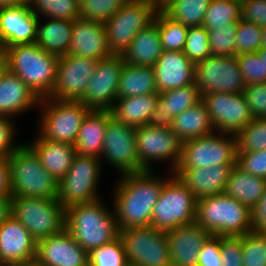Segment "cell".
Segmentation results:
<instances>
[{"mask_svg": "<svg viewBox=\"0 0 266 266\" xmlns=\"http://www.w3.org/2000/svg\"><path fill=\"white\" fill-rule=\"evenodd\" d=\"M236 164H218L207 168L175 169L179 178L198 200L206 196L224 193L229 174Z\"/></svg>", "mask_w": 266, "mask_h": 266, "instance_id": "obj_23", "label": "cell"}, {"mask_svg": "<svg viewBox=\"0 0 266 266\" xmlns=\"http://www.w3.org/2000/svg\"><path fill=\"white\" fill-rule=\"evenodd\" d=\"M255 119H266V83L245 85L242 91Z\"/></svg>", "mask_w": 266, "mask_h": 266, "instance_id": "obj_49", "label": "cell"}, {"mask_svg": "<svg viewBox=\"0 0 266 266\" xmlns=\"http://www.w3.org/2000/svg\"><path fill=\"white\" fill-rule=\"evenodd\" d=\"M0 197H11L8 158H0Z\"/></svg>", "mask_w": 266, "mask_h": 266, "instance_id": "obj_55", "label": "cell"}, {"mask_svg": "<svg viewBox=\"0 0 266 266\" xmlns=\"http://www.w3.org/2000/svg\"><path fill=\"white\" fill-rule=\"evenodd\" d=\"M167 179L153 170L122 175L115 186L114 212L119 230L151 226L152 212Z\"/></svg>", "mask_w": 266, "mask_h": 266, "instance_id": "obj_1", "label": "cell"}, {"mask_svg": "<svg viewBox=\"0 0 266 266\" xmlns=\"http://www.w3.org/2000/svg\"><path fill=\"white\" fill-rule=\"evenodd\" d=\"M241 19L266 26V0H248L241 5Z\"/></svg>", "mask_w": 266, "mask_h": 266, "instance_id": "obj_53", "label": "cell"}, {"mask_svg": "<svg viewBox=\"0 0 266 266\" xmlns=\"http://www.w3.org/2000/svg\"><path fill=\"white\" fill-rule=\"evenodd\" d=\"M29 8L39 17L76 20L80 18V0H29Z\"/></svg>", "mask_w": 266, "mask_h": 266, "instance_id": "obj_37", "label": "cell"}, {"mask_svg": "<svg viewBox=\"0 0 266 266\" xmlns=\"http://www.w3.org/2000/svg\"><path fill=\"white\" fill-rule=\"evenodd\" d=\"M237 152L266 149V119L253 118L236 134Z\"/></svg>", "mask_w": 266, "mask_h": 266, "instance_id": "obj_40", "label": "cell"}, {"mask_svg": "<svg viewBox=\"0 0 266 266\" xmlns=\"http://www.w3.org/2000/svg\"><path fill=\"white\" fill-rule=\"evenodd\" d=\"M153 69L159 93L194 84L195 64L183 51H163Z\"/></svg>", "mask_w": 266, "mask_h": 266, "instance_id": "obj_21", "label": "cell"}, {"mask_svg": "<svg viewBox=\"0 0 266 266\" xmlns=\"http://www.w3.org/2000/svg\"><path fill=\"white\" fill-rule=\"evenodd\" d=\"M221 236L210 235L198 255V266H222Z\"/></svg>", "mask_w": 266, "mask_h": 266, "instance_id": "obj_52", "label": "cell"}, {"mask_svg": "<svg viewBox=\"0 0 266 266\" xmlns=\"http://www.w3.org/2000/svg\"><path fill=\"white\" fill-rule=\"evenodd\" d=\"M39 108L41 117L38 133L46 140L71 145H75L80 126L91 110L81 101L48 97L40 100Z\"/></svg>", "mask_w": 266, "mask_h": 266, "instance_id": "obj_7", "label": "cell"}, {"mask_svg": "<svg viewBox=\"0 0 266 266\" xmlns=\"http://www.w3.org/2000/svg\"><path fill=\"white\" fill-rule=\"evenodd\" d=\"M170 174L152 212L151 226L163 232L196 222L197 199L173 172Z\"/></svg>", "mask_w": 266, "mask_h": 266, "instance_id": "obj_6", "label": "cell"}, {"mask_svg": "<svg viewBox=\"0 0 266 266\" xmlns=\"http://www.w3.org/2000/svg\"><path fill=\"white\" fill-rule=\"evenodd\" d=\"M129 0H80V18L105 23Z\"/></svg>", "mask_w": 266, "mask_h": 266, "instance_id": "obj_42", "label": "cell"}, {"mask_svg": "<svg viewBox=\"0 0 266 266\" xmlns=\"http://www.w3.org/2000/svg\"><path fill=\"white\" fill-rule=\"evenodd\" d=\"M158 98L159 93H152L116 99L110 112L118 122L134 128L141 127L147 125Z\"/></svg>", "mask_w": 266, "mask_h": 266, "instance_id": "obj_32", "label": "cell"}, {"mask_svg": "<svg viewBox=\"0 0 266 266\" xmlns=\"http://www.w3.org/2000/svg\"><path fill=\"white\" fill-rule=\"evenodd\" d=\"M68 55L100 60L111 56L104 23L76 19L73 21Z\"/></svg>", "mask_w": 266, "mask_h": 266, "instance_id": "obj_24", "label": "cell"}, {"mask_svg": "<svg viewBox=\"0 0 266 266\" xmlns=\"http://www.w3.org/2000/svg\"><path fill=\"white\" fill-rule=\"evenodd\" d=\"M37 241L10 215L0 226V257L7 265L36 257Z\"/></svg>", "mask_w": 266, "mask_h": 266, "instance_id": "obj_22", "label": "cell"}, {"mask_svg": "<svg viewBox=\"0 0 266 266\" xmlns=\"http://www.w3.org/2000/svg\"><path fill=\"white\" fill-rule=\"evenodd\" d=\"M258 54L261 59H264L265 65H266V47H262L259 51Z\"/></svg>", "mask_w": 266, "mask_h": 266, "instance_id": "obj_62", "label": "cell"}, {"mask_svg": "<svg viewBox=\"0 0 266 266\" xmlns=\"http://www.w3.org/2000/svg\"><path fill=\"white\" fill-rule=\"evenodd\" d=\"M241 19V5L234 0H211L203 20L209 31L217 27L238 22Z\"/></svg>", "mask_w": 266, "mask_h": 266, "instance_id": "obj_38", "label": "cell"}, {"mask_svg": "<svg viewBox=\"0 0 266 266\" xmlns=\"http://www.w3.org/2000/svg\"><path fill=\"white\" fill-rule=\"evenodd\" d=\"M236 135L214 131L182 143V154L176 169L207 168L218 164H236Z\"/></svg>", "mask_w": 266, "mask_h": 266, "instance_id": "obj_10", "label": "cell"}, {"mask_svg": "<svg viewBox=\"0 0 266 266\" xmlns=\"http://www.w3.org/2000/svg\"><path fill=\"white\" fill-rule=\"evenodd\" d=\"M214 129L237 134L253 119L243 93H210L201 95Z\"/></svg>", "mask_w": 266, "mask_h": 266, "instance_id": "obj_17", "label": "cell"}, {"mask_svg": "<svg viewBox=\"0 0 266 266\" xmlns=\"http://www.w3.org/2000/svg\"><path fill=\"white\" fill-rule=\"evenodd\" d=\"M6 69V58H0V76Z\"/></svg>", "mask_w": 266, "mask_h": 266, "instance_id": "obj_61", "label": "cell"}, {"mask_svg": "<svg viewBox=\"0 0 266 266\" xmlns=\"http://www.w3.org/2000/svg\"><path fill=\"white\" fill-rule=\"evenodd\" d=\"M6 266H42V265L40 264L39 260L35 257L33 259L26 261L10 263L7 264Z\"/></svg>", "mask_w": 266, "mask_h": 266, "instance_id": "obj_59", "label": "cell"}, {"mask_svg": "<svg viewBox=\"0 0 266 266\" xmlns=\"http://www.w3.org/2000/svg\"><path fill=\"white\" fill-rule=\"evenodd\" d=\"M36 16L28 4L0 8V33L6 48L16 44L34 43Z\"/></svg>", "mask_w": 266, "mask_h": 266, "instance_id": "obj_26", "label": "cell"}, {"mask_svg": "<svg viewBox=\"0 0 266 266\" xmlns=\"http://www.w3.org/2000/svg\"><path fill=\"white\" fill-rule=\"evenodd\" d=\"M154 21L158 24L163 50L182 51L189 27L172 20L164 12H157Z\"/></svg>", "mask_w": 266, "mask_h": 266, "instance_id": "obj_39", "label": "cell"}, {"mask_svg": "<svg viewBox=\"0 0 266 266\" xmlns=\"http://www.w3.org/2000/svg\"><path fill=\"white\" fill-rule=\"evenodd\" d=\"M245 85L266 83V65L258 52L236 55Z\"/></svg>", "mask_w": 266, "mask_h": 266, "instance_id": "obj_47", "label": "cell"}, {"mask_svg": "<svg viewBox=\"0 0 266 266\" xmlns=\"http://www.w3.org/2000/svg\"><path fill=\"white\" fill-rule=\"evenodd\" d=\"M38 155L41 165L59 182L70 169L76 156L74 145L37 138L27 143Z\"/></svg>", "mask_w": 266, "mask_h": 266, "instance_id": "obj_28", "label": "cell"}, {"mask_svg": "<svg viewBox=\"0 0 266 266\" xmlns=\"http://www.w3.org/2000/svg\"><path fill=\"white\" fill-rule=\"evenodd\" d=\"M59 58L43 50L37 43L7 47L6 68L40 98H47L55 85Z\"/></svg>", "mask_w": 266, "mask_h": 266, "instance_id": "obj_3", "label": "cell"}, {"mask_svg": "<svg viewBox=\"0 0 266 266\" xmlns=\"http://www.w3.org/2000/svg\"><path fill=\"white\" fill-rule=\"evenodd\" d=\"M6 45L1 37V33H0V58H6Z\"/></svg>", "mask_w": 266, "mask_h": 266, "instance_id": "obj_60", "label": "cell"}, {"mask_svg": "<svg viewBox=\"0 0 266 266\" xmlns=\"http://www.w3.org/2000/svg\"><path fill=\"white\" fill-rule=\"evenodd\" d=\"M136 143L139 164L145 170H153L151 165L155 161H171V172L178 166L183 142L171 128H155L148 125L137 127Z\"/></svg>", "mask_w": 266, "mask_h": 266, "instance_id": "obj_14", "label": "cell"}, {"mask_svg": "<svg viewBox=\"0 0 266 266\" xmlns=\"http://www.w3.org/2000/svg\"><path fill=\"white\" fill-rule=\"evenodd\" d=\"M171 130L182 142L199 138L215 131L210 115L202 100L174 117Z\"/></svg>", "mask_w": 266, "mask_h": 266, "instance_id": "obj_34", "label": "cell"}, {"mask_svg": "<svg viewBox=\"0 0 266 266\" xmlns=\"http://www.w3.org/2000/svg\"><path fill=\"white\" fill-rule=\"evenodd\" d=\"M36 258L42 266H89V253L66 227L37 241Z\"/></svg>", "mask_w": 266, "mask_h": 266, "instance_id": "obj_19", "label": "cell"}, {"mask_svg": "<svg viewBox=\"0 0 266 266\" xmlns=\"http://www.w3.org/2000/svg\"><path fill=\"white\" fill-rule=\"evenodd\" d=\"M24 4H29V0H0V8L1 7L21 6Z\"/></svg>", "mask_w": 266, "mask_h": 266, "instance_id": "obj_58", "label": "cell"}, {"mask_svg": "<svg viewBox=\"0 0 266 266\" xmlns=\"http://www.w3.org/2000/svg\"><path fill=\"white\" fill-rule=\"evenodd\" d=\"M111 118L110 110L91 109L87 113L74 145L77 154L101 159L104 135Z\"/></svg>", "mask_w": 266, "mask_h": 266, "instance_id": "obj_29", "label": "cell"}, {"mask_svg": "<svg viewBox=\"0 0 266 266\" xmlns=\"http://www.w3.org/2000/svg\"><path fill=\"white\" fill-rule=\"evenodd\" d=\"M220 254L222 266H243L242 236H221Z\"/></svg>", "mask_w": 266, "mask_h": 266, "instance_id": "obj_50", "label": "cell"}, {"mask_svg": "<svg viewBox=\"0 0 266 266\" xmlns=\"http://www.w3.org/2000/svg\"><path fill=\"white\" fill-rule=\"evenodd\" d=\"M211 0H176L163 12L187 27L201 26Z\"/></svg>", "mask_w": 266, "mask_h": 266, "instance_id": "obj_36", "label": "cell"}, {"mask_svg": "<svg viewBox=\"0 0 266 266\" xmlns=\"http://www.w3.org/2000/svg\"><path fill=\"white\" fill-rule=\"evenodd\" d=\"M157 11L149 0H129L105 23L111 55H122L134 37L154 21Z\"/></svg>", "mask_w": 266, "mask_h": 266, "instance_id": "obj_9", "label": "cell"}, {"mask_svg": "<svg viewBox=\"0 0 266 266\" xmlns=\"http://www.w3.org/2000/svg\"><path fill=\"white\" fill-rule=\"evenodd\" d=\"M266 189V178L253 176L234 166L229 174L224 193L253 210Z\"/></svg>", "mask_w": 266, "mask_h": 266, "instance_id": "obj_33", "label": "cell"}, {"mask_svg": "<svg viewBox=\"0 0 266 266\" xmlns=\"http://www.w3.org/2000/svg\"><path fill=\"white\" fill-rule=\"evenodd\" d=\"M89 266H128L120 237L90 251Z\"/></svg>", "mask_w": 266, "mask_h": 266, "instance_id": "obj_41", "label": "cell"}, {"mask_svg": "<svg viewBox=\"0 0 266 266\" xmlns=\"http://www.w3.org/2000/svg\"><path fill=\"white\" fill-rule=\"evenodd\" d=\"M238 22L209 30L211 54L215 56H236V34Z\"/></svg>", "mask_w": 266, "mask_h": 266, "instance_id": "obj_44", "label": "cell"}, {"mask_svg": "<svg viewBox=\"0 0 266 266\" xmlns=\"http://www.w3.org/2000/svg\"><path fill=\"white\" fill-rule=\"evenodd\" d=\"M11 215V197H0V226Z\"/></svg>", "mask_w": 266, "mask_h": 266, "instance_id": "obj_56", "label": "cell"}, {"mask_svg": "<svg viewBox=\"0 0 266 266\" xmlns=\"http://www.w3.org/2000/svg\"><path fill=\"white\" fill-rule=\"evenodd\" d=\"M262 30L253 22L240 19L235 40L236 55L258 52L262 48Z\"/></svg>", "mask_w": 266, "mask_h": 266, "instance_id": "obj_45", "label": "cell"}, {"mask_svg": "<svg viewBox=\"0 0 266 266\" xmlns=\"http://www.w3.org/2000/svg\"><path fill=\"white\" fill-rule=\"evenodd\" d=\"M159 93L153 67L125 64L119 81L117 99Z\"/></svg>", "mask_w": 266, "mask_h": 266, "instance_id": "obj_35", "label": "cell"}, {"mask_svg": "<svg viewBox=\"0 0 266 266\" xmlns=\"http://www.w3.org/2000/svg\"><path fill=\"white\" fill-rule=\"evenodd\" d=\"M262 28V47H266V26Z\"/></svg>", "mask_w": 266, "mask_h": 266, "instance_id": "obj_63", "label": "cell"}, {"mask_svg": "<svg viewBox=\"0 0 266 266\" xmlns=\"http://www.w3.org/2000/svg\"><path fill=\"white\" fill-rule=\"evenodd\" d=\"M98 61L73 55L60 57L56 82L48 98L80 101Z\"/></svg>", "mask_w": 266, "mask_h": 266, "instance_id": "obj_18", "label": "cell"}, {"mask_svg": "<svg viewBox=\"0 0 266 266\" xmlns=\"http://www.w3.org/2000/svg\"><path fill=\"white\" fill-rule=\"evenodd\" d=\"M157 12H163L176 0H149Z\"/></svg>", "mask_w": 266, "mask_h": 266, "instance_id": "obj_57", "label": "cell"}, {"mask_svg": "<svg viewBox=\"0 0 266 266\" xmlns=\"http://www.w3.org/2000/svg\"><path fill=\"white\" fill-rule=\"evenodd\" d=\"M101 167L100 158L76 154L67 174L58 182L57 199L65 209L101 198L97 192Z\"/></svg>", "mask_w": 266, "mask_h": 266, "instance_id": "obj_11", "label": "cell"}, {"mask_svg": "<svg viewBox=\"0 0 266 266\" xmlns=\"http://www.w3.org/2000/svg\"><path fill=\"white\" fill-rule=\"evenodd\" d=\"M253 231L266 233V189L261 200L252 210Z\"/></svg>", "mask_w": 266, "mask_h": 266, "instance_id": "obj_54", "label": "cell"}, {"mask_svg": "<svg viewBox=\"0 0 266 266\" xmlns=\"http://www.w3.org/2000/svg\"><path fill=\"white\" fill-rule=\"evenodd\" d=\"M196 223L211 235L240 237L253 231L252 210L225 193L197 200Z\"/></svg>", "mask_w": 266, "mask_h": 266, "instance_id": "obj_4", "label": "cell"}, {"mask_svg": "<svg viewBox=\"0 0 266 266\" xmlns=\"http://www.w3.org/2000/svg\"><path fill=\"white\" fill-rule=\"evenodd\" d=\"M40 98L7 68L0 76V116L12 118L39 106Z\"/></svg>", "mask_w": 266, "mask_h": 266, "instance_id": "obj_27", "label": "cell"}, {"mask_svg": "<svg viewBox=\"0 0 266 266\" xmlns=\"http://www.w3.org/2000/svg\"><path fill=\"white\" fill-rule=\"evenodd\" d=\"M12 118L0 116V158H8L20 145L15 144V126Z\"/></svg>", "mask_w": 266, "mask_h": 266, "instance_id": "obj_51", "label": "cell"}, {"mask_svg": "<svg viewBox=\"0 0 266 266\" xmlns=\"http://www.w3.org/2000/svg\"><path fill=\"white\" fill-rule=\"evenodd\" d=\"M194 75L200 95L241 93L245 87L236 56L211 55L195 64Z\"/></svg>", "mask_w": 266, "mask_h": 266, "instance_id": "obj_13", "label": "cell"}, {"mask_svg": "<svg viewBox=\"0 0 266 266\" xmlns=\"http://www.w3.org/2000/svg\"><path fill=\"white\" fill-rule=\"evenodd\" d=\"M0 266H6V264L2 261L1 257H0Z\"/></svg>", "mask_w": 266, "mask_h": 266, "instance_id": "obj_65", "label": "cell"}, {"mask_svg": "<svg viewBox=\"0 0 266 266\" xmlns=\"http://www.w3.org/2000/svg\"><path fill=\"white\" fill-rule=\"evenodd\" d=\"M243 266H266V233L251 231L242 236Z\"/></svg>", "mask_w": 266, "mask_h": 266, "instance_id": "obj_46", "label": "cell"}, {"mask_svg": "<svg viewBox=\"0 0 266 266\" xmlns=\"http://www.w3.org/2000/svg\"><path fill=\"white\" fill-rule=\"evenodd\" d=\"M102 158L122 175L146 171L138 160L136 128L118 122L113 117L107 123Z\"/></svg>", "mask_w": 266, "mask_h": 266, "instance_id": "obj_15", "label": "cell"}, {"mask_svg": "<svg viewBox=\"0 0 266 266\" xmlns=\"http://www.w3.org/2000/svg\"><path fill=\"white\" fill-rule=\"evenodd\" d=\"M236 166L253 176L266 178V149L237 152Z\"/></svg>", "mask_w": 266, "mask_h": 266, "instance_id": "obj_48", "label": "cell"}, {"mask_svg": "<svg viewBox=\"0 0 266 266\" xmlns=\"http://www.w3.org/2000/svg\"><path fill=\"white\" fill-rule=\"evenodd\" d=\"M211 234L196 222L165 232L172 266H198V255Z\"/></svg>", "mask_w": 266, "mask_h": 266, "instance_id": "obj_20", "label": "cell"}, {"mask_svg": "<svg viewBox=\"0 0 266 266\" xmlns=\"http://www.w3.org/2000/svg\"><path fill=\"white\" fill-rule=\"evenodd\" d=\"M100 199L66 209L65 227L88 253L119 237L114 209L110 211Z\"/></svg>", "mask_w": 266, "mask_h": 266, "instance_id": "obj_2", "label": "cell"}, {"mask_svg": "<svg viewBox=\"0 0 266 266\" xmlns=\"http://www.w3.org/2000/svg\"><path fill=\"white\" fill-rule=\"evenodd\" d=\"M128 265L172 266L165 232L153 226L133 227L119 231Z\"/></svg>", "mask_w": 266, "mask_h": 266, "instance_id": "obj_12", "label": "cell"}, {"mask_svg": "<svg viewBox=\"0 0 266 266\" xmlns=\"http://www.w3.org/2000/svg\"><path fill=\"white\" fill-rule=\"evenodd\" d=\"M200 100L201 95L195 84L161 92L147 125L155 128H171L174 117Z\"/></svg>", "mask_w": 266, "mask_h": 266, "instance_id": "obj_25", "label": "cell"}, {"mask_svg": "<svg viewBox=\"0 0 266 266\" xmlns=\"http://www.w3.org/2000/svg\"><path fill=\"white\" fill-rule=\"evenodd\" d=\"M182 51L194 64L211 56L208 30L203 25L189 27Z\"/></svg>", "mask_w": 266, "mask_h": 266, "instance_id": "obj_43", "label": "cell"}, {"mask_svg": "<svg viewBox=\"0 0 266 266\" xmlns=\"http://www.w3.org/2000/svg\"><path fill=\"white\" fill-rule=\"evenodd\" d=\"M8 162L11 197L57 199L58 181L41 165L27 143H21Z\"/></svg>", "mask_w": 266, "mask_h": 266, "instance_id": "obj_5", "label": "cell"}, {"mask_svg": "<svg viewBox=\"0 0 266 266\" xmlns=\"http://www.w3.org/2000/svg\"><path fill=\"white\" fill-rule=\"evenodd\" d=\"M125 64L122 55L98 60L80 101L90 109L110 110L117 99L120 75Z\"/></svg>", "mask_w": 266, "mask_h": 266, "instance_id": "obj_16", "label": "cell"}, {"mask_svg": "<svg viewBox=\"0 0 266 266\" xmlns=\"http://www.w3.org/2000/svg\"><path fill=\"white\" fill-rule=\"evenodd\" d=\"M40 25V17L36 24L35 43L48 53L58 58L68 55L72 38V20L47 18Z\"/></svg>", "mask_w": 266, "mask_h": 266, "instance_id": "obj_31", "label": "cell"}, {"mask_svg": "<svg viewBox=\"0 0 266 266\" xmlns=\"http://www.w3.org/2000/svg\"><path fill=\"white\" fill-rule=\"evenodd\" d=\"M163 51L158 24L153 21L137 33L123 58L133 66L153 67Z\"/></svg>", "mask_w": 266, "mask_h": 266, "instance_id": "obj_30", "label": "cell"}, {"mask_svg": "<svg viewBox=\"0 0 266 266\" xmlns=\"http://www.w3.org/2000/svg\"><path fill=\"white\" fill-rule=\"evenodd\" d=\"M11 215L36 241L65 228L66 209L58 199L11 197Z\"/></svg>", "mask_w": 266, "mask_h": 266, "instance_id": "obj_8", "label": "cell"}, {"mask_svg": "<svg viewBox=\"0 0 266 266\" xmlns=\"http://www.w3.org/2000/svg\"><path fill=\"white\" fill-rule=\"evenodd\" d=\"M235 2L239 3L242 5L243 3L247 2L248 0H234Z\"/></svg>", "mask_w": 266, "mask_h": 266, "instance_id": "obj_64", "label": "cell"}]
</instances>
